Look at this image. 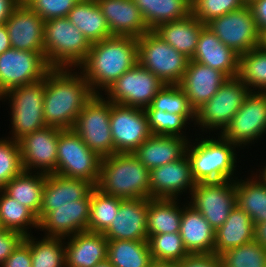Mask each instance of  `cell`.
Masks as SVG:
<instances>
[{"mask_svg": "<svg viewBox=\"0 0 266 267\" xmlns=\"http://www.w3.org/2000/svg\"><path fill=\"white\" fill-rule=\"evenodd\" d=\"M74 70L76 68H51L45 75L46 126L72 129L83 107L95 95L83 74Z\"/></svg>", "mask_w": 266, "mask_h": 267, "instance_id": "cell-1", "label": "cell"}, {"mask_svg": "<svg viewBox=\"0 0 266 267\" xmlns=\"http://www.w3.org/2000/svg\"><path fill=\"white\" fill-rule=\"evenodd\" d=\"M138 63L137 38L112 36L92 43L77 67L95 94H103L123 73ZM103 91V92H101Z\"/></svg>", "mask_w": 266, "mask_h": 267, "instance_id": "cell-2", "label": "cell"}, {"mask_svg": "<svg viewBox=\"0 0 266 267\" xmlns=\"http://www.w3.org/2000/svg\"><path fill=\"white\" fill-rule=\"evenodd\" d=\"M150 170L133 153L103 157L97 188L121 199H149Z\"/></svg>", "mask_w": 266, "mask_h": 267, "instance_id": "cell-3", "label": "cell"}, {"mask_svg": "<svg viewBox=\"0 0 266 267\" xmlns=\"http://www.w3.org/2000/svg\"><path fill=\"white\" fill-rule=\"evenodd\" d=\"M201 137L192 140L189 139L186 155L191 165V173L194 181L212 182L224 180H236L234 175L237 170V150L235 144L224 139L218 134L216 139L213 135L209 138ZM201 138V139H200Z\"/></svg>", "mask_w": 266, "mask_h": 267, "instance_id": "cell-4", "label": "cell"}, {"mask_svg": "<svg viewBox=\"0 0 266 267\" xmlns=\"http://www.w3.org/2000/svg\"><path fill=\"white\" fill-rule=\"evenodd\" d=\"M45 60L51 68H76L85 60L91 44L67 17L44 22Z\"/></svg>", "mask_w": 266, "mask_h": 267, "instance_id": "cell-5", "label": "cell"}, {"mask_svg": "<svg viewBox=\"0 0 266 267\" xmlns=\"http://www.w3.org/2000/svg\"><path fill=\"white\" fill-rule=\"evenodd\" d=\"M44 93L45 77L10 89L0 97V101L9 100L10 103L11 139L18 141L24 135L47 127L44 121Z\"/></svg>", "mask_w": 266, "mask_h": 267, "instance_id": "cell-6", "label": "cell"}, {"mask_svg": "<svg viewBox=\"0 0 266 267\" xmlns=\"http://www.w3.org/2000/svg\"><path fill=\"white\" fill-rule=\"evenodd\" d=\"M137 56L139 65L166 84H179L190 60L153 30L137 38Z\"/></svg>", "mask_w": 266, "mask_h": 267, "instance_id": "cell-7", "label": "cell"}, {"mask_svg": "<svg viewBox=\"0 0 266 267\" xmlns=\"http://www.w3.org/2000/svg\"><path fill=\"white\" fill-rule=\"evenodd\" d=\"M250 89L238 78H228L219 90L195 112V125L200 132L220 135L230 123L250 93ZM215 130V131H214ZM219 130V131H218Z\"/></svg>", "mask_w": 266, "mask_h": 267, "instance_id": "cell-8", "label": "cell"}, {"mask_svg": "<svg viewBox=\"0 0 266 267\" xmlns=\"http://www.w3.org/2000/svg\"><path fill=\"white\" fill-rule=\"evenodd\" d=\"M102 158L73 129H62L57 144V171L67 178L83 179L96 186Z\"/></svg>", "mask_w": 266, "mask_h": 267, "instance_id": "cell-9", "label": "cell"}, {"mask_svg": "<svg viewBox=\"0 0 266 267\" xmlns=\"http://www.w3.org/2000/svg\"><path fill=\"white\" fill-rule=\"evenodd\" d=\"M111 101L95 94L76 118L73 130L101 158L115 154L111 127Z\"/></svg>", "mask_w": 266, "mask_h": 267, "instance_id": "cell-10", "label": "cell"}, {"mask_svg": "<svg viewBox=\"0 0 266 267\" xmlns=\"http://www.w3.org/2000/svg\"><path fill=\"white\" fill-rule=\"evenodd\" d=\"M206 26L239 56L259 46L260 31L249 5L213 18Z\"/></svg>", "mask_w": 266, "mask_h": 267, "instance_id": "cell-11", "label": "cell"}, {"mask_svg": "<svg viewBox=\"0 0 266 267\" xmlns=\"http://www.w3.org/2000/svg\"><path fill=\"white\" fill-rule=\"evenodd\" d=\"M159 77L138 63L123 73L103 95L112 103L145 109L165 85Z\"/></svg>", "mask_w": 266, "mask_h": 267, "instance_id": "cell-12", "label": "cell"}, {"mask_svg": "<svg viewBox=\"0 0 266 267\" xmlns=\"http://www.w3.org/2000/svg\"><path fill=\"white\" fill-rule=\"evenodd\" d=\"M265 134L266 92L251 91L220 135L242 150Z\"/></svg>", "mask_w": 266, "mask_h": 267, "instance_id": "cell-13", "label": "cell"}, {"mask_svg": "<svg viewBox=\"0 0 266 267\" xmlns=\"http://www.w3.org/2000/svg\"><path fill=\"white\" fill-rule=\"evenodd\" d=\"M188 203L199 211L216 230L236 207L235 180L199 182L191 192Z\"/></svg>", "mask_w": 266, "mask_h": 267, "instance_id": "cell-14", "label": "cell"}, {"mask_svg": "<svg viewBox=\"0 0 266 267\" xmlns=\"http://www.w3.org/2000/svg\"><path fill=\"white\" fill-rule=\"evenodd\" d=\"M50 69L41 53L6 50L0 55V97L10 89L43 79Z\"/></svg>", "mask_w": 266, "mask_h": 267, "instance_id": "cell-15", "label": "cell"}, {"mask_svg": "<svg viewBox=\"0 0 266 267\" xmlns=\"http://www.w3.org/2000/svg\"><path fill=\"white\" fill-rule=\"evenodd\" d=\"M110 127L115 153H133L151 136L142 108L111 102Z\"/></svg>", "mask_w": 266, "mask_h": 267, "instance_id": "cell-16", "label": "cell"}, {"mask_svg": "<svg viewBox=\"0 0 266 267\" xmlns=\"http://www.w3.org/2000/svg\"><path fill=\"white\" fill-rule=\"evenodd\" d=\"M61 130L47 126L18 140L24 171L44 174L57 171V144Z\"/></svg>", "mask_w": 266, "mask_h": 267, "instance_id": "cell-17", "label": "cell"}, {"mask_svg": "<svg viewBox=\"0 0 266 267\" xmlns=\"http://www.w3.org/2000/svg\"><path fill=\"white\" fill-rule=\"evenodd\" d=\"M44 20L24 1H20L5 21L11 48L41 53L44 51Z\"/></svg>", "mask_w": 266, "mask_h": 267, "instance_id": "cell-18", "label": "cell"}, {"mask_svg": "<svg viewBox=\"0 0 266 267\" xmlns=\"http://www.w3.org/2000/svg\"><path fill=\"white\" fill-rule=\"evenodd\" d=\"M195 185L185 154L177 161L150 170L149 198L178 199L183 192L190 193V197Z\"/></svg>", "mask_w": 266, "mask_h": 267, "instance_id": "cell-19", "label": "cell"}, {"mask_svg": "<svg viewBox=\"0 0 266 267\" xmlns=\"http://www.w3.org/2000/svg\"><path fill=\"white\" fill-rule=\"evenodd\" d=\"M91 203V192L83 199L72 204L55 206L40 221V231L44 236L67 238L87 231Z\"/></svg>", "mask_w": 266, "mask_h": 267, "instance_id": "cell-20", "label": "cell"}, {"mask_svg": "<svg viewBox=\"0 0 266 267\" xmlns=\"http://www.w3.org/2000/svg\"><path fill=\"white\" fill-rule=\"evenodd\" d=\"M147 217L148 199H124L103 234L108 241L148 240Z\"/></svg>", "mask_w": 266, "mask_h": 267, "instance_id": "cell-21", "label": "cell"}, {"mask_svg": "<svg viewBox=\"0 0 266 267\" xmlns=\"http://www.w3.org/2000/svg\"><path fill=\"white\" fill-rule=\"evenodd\" d=\"M227 79L223 72L190 59L179 86L188 97L191 108L196 112Z\"/></svg>", "mask_w": 266, "mask_h": 267, "instance_id": "cell-22", "label": "cell"}, {"mask_svg": "<svg viewBox=\"0 0 266 267\" xmlns=\"http://www.w3.org/2000/svg\"><path fill=\"white\" fill-rule=\"evenodd\" d=\"M112 36L139 38L150 31L133 0H96Z\"/></svg>", "mask_w": 266, "mask_h": 267, "instance_id": "cell-23", "label": "cell"}, {"mask_svg": "<svg viewBox=\"0 0 266 267\" xmlns=\"http://www.w3.org/2000/svg\"><path fill=\"white\" fill-rule=\"evenodd\" d=\"M95 186L83 179L67 178L58 174H46L39 221L55 206L72 204L85 198Z\"/></svg>", "mask_w": 266, "mask_h": 267, "instance_id": "cell-24", "label": "cell"}, {"mask_svg": "<svg viewBox=\"0 0 266 267\" xmlns=\"http://www.w3.org/2000/svg\"><path fill=\"white\" fill-rule=\"evenodd\" d=\"M191 60L217 69L228 78L237 77L239 55L223 44L207 26L200 32L196 51Z\"/></svg>", "mask_w": 266, "mask_h": 267, "instance_id": "cell-25", "label": "cell"}, {"mask_svg": "<svg viewBox=\"0 0 266 267\" xmlns=\"http://www.w3.org/2000/svg\"><path fill=\"white\" fill-rule=\"evenodd\" d=\"M65 240L66 267H93L107 259L108 240L103 233L83 231Z\"/></svg>", "mask_w": 266, "mask_h": 267, "instance_id": "cell-26", "label": "cell"}, {"mask_svg": "<svg viewBox=\"0 0 266 267\" xmlns=\"http://www.w3.org/2000/svg\"><path fill=\"white\" fill-rule=\"evenodd\" d=\"M183 204L179 233L185 248L190 254H213L215 229L188 201Z\"/></svg>", "mask_w": 266, "mask_h": 267, "instance_id": "cell-27", "label": "cell"}, {"mask_svg": "<svg viewBox=\"0 0 266 267\" xmlns=\"http://www.w3.org/2000/svg\"><path fill=\"white\" fill-rule=\"evenodd\" d=\"M188 142L180 136L151 135L133 154L151 170L181 159L186 154Z\"/></svg>", "mask_w": 266, "mask_h": 267, "instance_id": "cell-28", "label": "cell"}, {"mask_svg": "<svg viewBox=\"0 0 266 267\" xmlns=\"http://www.w3.org/2000/svg\"><path fill=\"white\" fill-rule=\"evenodd\" d=\"M205 26L191 13L185 18L160 24L153 31L178 52L192 59L200 32Z\"/></svg>", "mask_w": 266, "mask_h": 267, "instance_id": "cell-29", "label": "cell"}, {"mask_svg": "<svg viewBox=\"0 0 266 267\" xmlns=\"http://www.w3.org/2000/svg\"><path fill=\"white\" fill-rule=\"evenodd\" d=\"M254 240V223L237 205L230 212L225 223L215 230L213 254L220 256L229 249Z\"/></svg>", "mask_w": 266, "mask_h": 267, "instance_id": "cell-30", "label": "cell"}, {"mask_svg": "<svg viewBox=\"0 0 266 267\" xmlns=\"http://www.w3.org/2000/svg\"><path fill=\"white\" fill-rule=\"evenodd\" d=\"M67 18L83 33L90 44L112 37L96 0H79L69 11Z\"/></svg>", "mask_w": 266, "mask_h": 267, "instance_id": "cell-31", "label": "cell"}, {"mask_svg": "<svg viewBox=\"0 0 266 267\" xmlns=\"http://www.w3.org/2000/svg\"><path fill=\"white\" fill-rule=\"evenodd\" d=\"M46 174L22 171L1 189L20 204L30 209L38 218L42 206Z\"/></svg>", "mask_w": 266, "mask_h": 267, "instance_id": "cell-32", "label": "cell"}, {"mask_svg": "<svg viewBox=\"0 0 266 267\" xmlns=\"http://www.w3.org/2000/svg\"><path fill=\"white\" fill-rule=\"evenodd\" d=\"M251 172V177L235 180L236 203L256 225L266 221V182Z\"/></svg>", "mask_w": 266, "mask_h": 267, "instance_id": "cell-33", "label": "cell"}, {"mask_svg": "<svg viewBox=\"0 0 266 267\" xmlns=\"http://www.w3.org/2000/svg\"><path fill=\"white\" fill-rule=\"evenodd\" d=\"M180 199L149 198L147 234L158 235L180 232L182 205Z\"/></svg>", "mask_w": 266, "mask_h": 267, "instance_id": "cell-34", "label": "cell"}, {"mask_svg": "<svg viewBox=\"0 0 266 267\" xmlns=\"http://www.w3.org/2000/svg\"><path fill=\"white\" fill-rule=\"evenodd\" d=\"M149 28L185 18L192 13L191 0H133Z\"/></svg>", "mask_w": 266, "mask_h": 267, "instance_id": "cell-35", "label": "cell"}, {"mask_svg": "<svg viewBox=\"0 0 266 267\" xmlns=\"http://www.w3.org/2000/svg\"><path fill=\"white\" fill-rule=\"evenodd\" d=\"M107 259L114 267H149L153 261L148 240L108 241Z\"/></svg>", "mask_w": 266, "mask_h": 267, "instance_id": "cell-36", "label": "cell"}, {"mask_svg": "<svg viewBox=\"0 0 266 267\" xmlns=\"http://www.w3.org/2000/svg\"><path fill=\"white\" fill-rule=\"evenodd\" d=\"M0 227L2 229L21 232L24 236H28L31 234V229L36 228L38 230L39 221L37 216L30 209L8 196L1 189Z\"/></svg>", "mask_w": 266, "mask_h": 267, "instance_id": "cell-37", "label": "cell"}, {"mask_svg": "<svg viewBox=\"0 0 266 267\" xmlns=\"http://www.w3.org/2000/svg\"><path fill=\"white\" fill-rule=\"evenodd\" d=\"M42 238L36 239L32 234L24 238L30 246L32 267H66L64 238Z\"/></svg>", "mask_w": 266, "mask_h": 267, "instance_id": "cell-38", "label": "cell"}, {"mask_svg": "<svg viewBox=\"0 0 266 267\" xmlns=\"http://www.w3.org/2000/svg\"><path fill=\"white\" fill-rule=\"evenodd\" d=\"M237 77L250 91L266 92V50L258 46L239 56Z\"/></svg>", "mask_w": 266, "mask_h": 267, "instance_id": "cell-39", "label": "cell"}, {"mask_svg": "<svg viewBox=\"0 0 266 267\" xmlns=\"http://www.w3.org/2000/svg\"><path fill=\"white\" fill-rule=\"evenodd\" d=\"M144 110H163L182 115L188 122L195 124V111L179 84H165L153 98L151 105Z\"/></svg>", "mask_w": 266, "mask_h": 267, "instance_id": "cell-40", "label": "cell"}, {"mask_svg": "<svg viewBox=\"0 0 266 267\" xmlns=\"http://www.w3.org/2000/svg\"><path fill=\"white\" fill-rule=\"evenodd\" d=\"M124 199L109 196L97 188L91 191L90 213L87 231L103 233L116 217Z\"/></svg>", "mask_w": 266, "mask_h": 267, "instance_id": "cell-41", "label": "cell"}, {"mask_svg": "<svg viewBox=\"0 0 266 267\" xmlns=\"http://www.w3.org/2000/svg\"><path fill=\"white\" fill-rule=\"evenodd\" d=\"M148 243L153 261L180 262L190 255L179 232L150 235Z\"/></svg>", "mask_w": 266, "mask_h": 267, "instance_id": "cell-42", "label": "cell"}, {"mask_svg": "<svg viewBox=\"0 0 266 267\" xmlns=\"http://www.w3.org/2000/svg\"><path fill=\"white\" fill-rule=\"evenodd\" d=\"M223 267H266V249L255 240L220 255Z\"/></svg>", "mask_w": 266, "mask_h": 267, "instance_id": "cell-43", "label": "cell"}, {"mask_svg": "<svg viewBox=\"0 0 266 267\" xmlns=\"http://www.w3.org/2000/svg\"><path fill=\"white\" fill-rule=\"evenodd\" d=\"M145 112L151 135L180 136L189 139L186 130L190 123L182 115L163 110H145Z\"/></svg>", "mask_w": 266, "mask_h": 267, "instance_id": "cell-44", "label": "cell"}, {"mask_svg": "<svg viewBox=\"0 0 266 267\" xmlns=\"http://www.w3.org/2000/svg\"><path fill=\"white\" fill-rule=\"evenodd\" d=\"M23 171L18 141L0 138V188Z\"/></svg>", "mask_w": 266, "mask_h": 267, "instance_id": "cell-45", "label": "cell"}, {"mask_svg": "<svg viewBox=\"0 0 266 267\" xmlns=\"http://www.w3.org/2000/svg\"><path fill=\"white\" fill-rule=\"evenodd\" d=\"M245 5L244 0H191L192 14L203 24Z\"/></svg>", "mask_w": 266, "mask_h": 267, "instance_id": "cell-46", "label": "cell"}, {"mask_svg": "<svg viewBox=\"0 0 266 267\" xmlns=\"http://www.w3.org/2000/svg\"><path fill=\"white\" fill-rule=\"evenodd\" d=\"M44 21L67 17L79 0H22Z\"/></svg>", "mask_w": 266, "mask_h": 267, "instance_id": "cell-47", "label": "cell"}, {"mask_svg": "<svg viewBox=\"0 0 266 267\" xmlns=\"http://www.w3.org/2000/svg\"><path fill=\"white\" fill-rule=\"evenodd\" d=\"M24 238L25 236L21 232L9 229H0V266L24 241Z\"/></svg>", "mask_w": 266, "mask_h": 267, "instance_id": "cell-48", "label": "cell"}, {"mask_svg": "<svg viewBox=\"0 0 266 267\" xmlns=\"http://www.w3.org/2000/svg\"><path fill=\"white\" fill-rule=\"evenodd\" d=\"M0 267H32L30 246L23 241Z\"/></svg>", "mask_w": 266, "mask_h": 267, "instance_id": "cell-49", "label": "cell"}, {"mask_svg": "<svg viewBox=\"0 0 266 267\" xmlns=\"http://www.w3.org/2000/svg\"><path fill=\"white\" fill-rule=\"evenodd\" d=\"M181 267H223L220 256L215 254H190L180 261Z\"/></svg>", "mask_w": 266, "mask_h": 267, "instance_id": "cell-50", "label": "cell"}, {"mask_svg": "<svg viewBox=\"0 0 266 267\" xmlns=\"http://www.w3.org/2000/svg\"><path fill=\"white\" fill-rule=\"evenodd\" d=\"M259 31L266 28V0H254L249 4Z\"/></svg>", "mask_w": 266, "mask_h": 267, "instance_id": "cell-51", "label": "cell"}, {"mask_svg": "<svg viewBox=\"0 0 266 267\" xmlns=\"http://www.w3.org/2000/svg\"><path fill=\"white\" fill-rule=\"evenodd\" d=\"M21 0H0V24H4Z\"/></svg>", "mask_w": 266, "mask_h": 267, "instance_id": "cell-52", "label": "cell"}, {"mask_svg": "<svg viewBox=\"0 0 266 267\" xmlns=\"http://www.w3.org/2000/svg\"><path fill=\"white\" fill-rule=\"evenodd\" d=\"M254 240L266 249V221L254 225Z\"/></svg>", "mask_w": 266, "mask_h": 267, "instance_id": "cell-53", "label": "cell"}, {"mask_svg": "<svg viewBox=\"0 0 266 267\" xmlns=\"http://www.w3.org/2000/svg\"><path fill=\"white\" fill-rule=\"evenodd\" d=\"M11 48L10 38L8 36L5 24H0V55Z\"/></svg>", "mask_w": 266, "mask_h": 267, "instance_id": "cell-54", "label": "cell"}, {"mask_svg": "<svg viewBox=\"0 0 266 267\" xmlns=\"http://www.w3.org/2000/svg\"><path fill=\"white\" fill-rule=\"evenodd\" d=\"M149 267H181V266H180V262L152 261Z\"/></svg>", "mask_w": 266, "mask_h": 267, "instance_id": "cell-55", "label": "cell"}, {"mask_svg": "<svg viewBox=\"0 0 266 267\" xmlns=\"http://www.w3.org/2000/svg\"><path fill=\"white\" fill-rule=\"evenodd\" d=\"M259 47L266 50V28L260 31Z\"/></svg>", "mask_w": 266, "mask_h": 267, "instance_id": "cell-56", "label": "cell"}, {"mask_svg": "<svg viewBox=\"0 0 266 267\" xmlns=\"http://www.w3.org/2000/svg\"><path fill=\"white\" fill-rule=\"evenodd\" d=\"M264 167V168H263ZM263 167L260 169H258L256 172V174L264 181L266 182V164L265 166L263 165ZM259 171V172H258ZM259 173V174H258Z\"/></svg>", "mask_w": 266, "mask_h": 267, "instance_id": "cell-57", "label": "cell"}, {"mask_svg": "<svg viewBox=\"0 0 266 267\" xmlns=\"http://www.w3.org/2000/svg\"><path fill=\"white\" fill-rule=\"evenodd\" d=\"M93 267H114L108 259H105L101 262H98L96 265H94Z\"/></svg>", "mask_w": 266, "mask_h": 267, "instance_id": "cell-58", "label": "cell"}, {"mask_svg": "<svg viewBox=\"0 0 266 267\" xmlns=\"http://www.w3.org/2000/svg\"><path fill=\"white\" fill-rule=\"evenodd\" d=\"M246 2L247 5H249L250 3H252L254 0H244Z\"/></svg>", "mask_w": 266, "mask_h": 267, "instance_id": "cell-59", "label": "cell"}]
</instances>
